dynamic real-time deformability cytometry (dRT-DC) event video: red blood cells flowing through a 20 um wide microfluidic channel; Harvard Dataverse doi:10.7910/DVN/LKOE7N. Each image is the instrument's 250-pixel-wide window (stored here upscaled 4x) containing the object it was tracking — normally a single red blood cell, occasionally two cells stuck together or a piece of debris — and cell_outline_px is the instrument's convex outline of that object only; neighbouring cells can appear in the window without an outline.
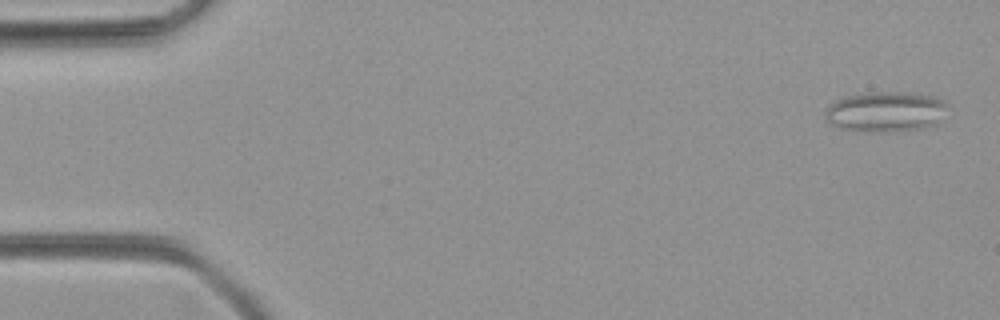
{"species": "common noctule bat (a hibernating species)", "species_latin": "Nyctalus noctula", "temperature_condition": "room temperature", "stored_images_in_passage": 49, "camera_frame_rate_fps": 3000, "um_per_image_px": 0.085, "animal": {"sex": "female", "body_mass_g": 21.9}, "frame": {"image": 1, "passage_image": 1, "time_ms": 0.0, "image_size_px": [1000, 320], "cell_outline_px": [[948, 104], [940, 124], [924, 128], [840, 128], [832, 124], [824, 116], [824, 112], [828, 104], [844, 96], [868, 92], [912, 92], [932, 96], [944, 100]], "centroid_in_image_um": [75.33, 9.41], "position_along_channel_um": 9.7, "area_um2": 27.8}}
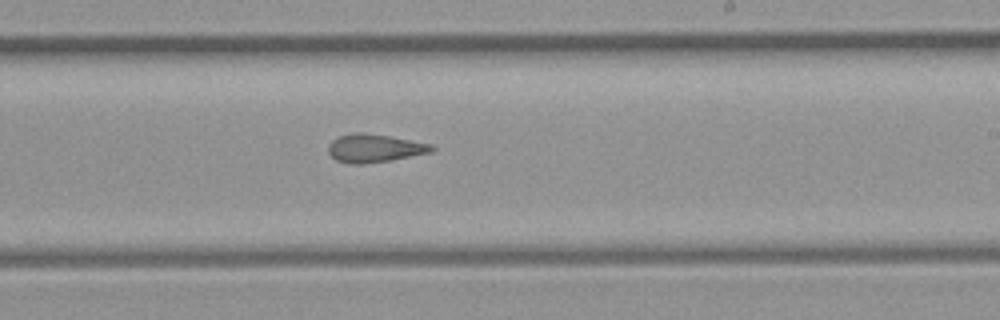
{"frame": {"image": 2, "passage_image": 29, "time_ms": 9.333, "image_size_px": [1000, 320], "cell_outline_px": [[436, 148], [432, 152], [392, 160], [364, 164], [348, 164], [336, 160], [328, 152], [328, 144], [332, 140], [340, 136], [352, 132], [364, 132], [388, 136], [432, 144]], "centroid_in_image_um": [31.82, 12.6], "position_along_channel_um": 257.2, "area_um2": 17.11}}
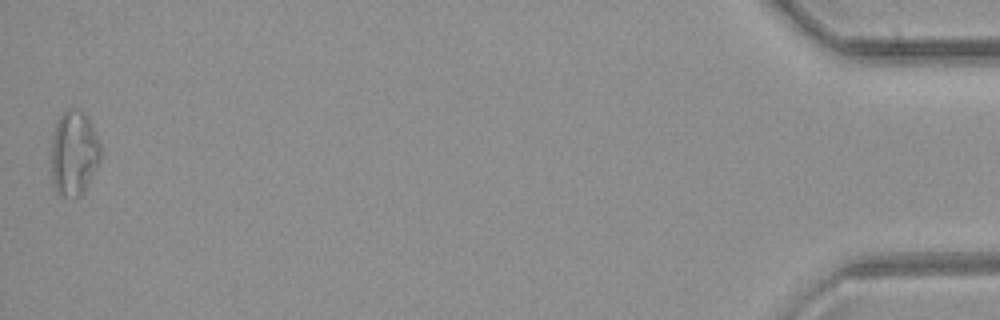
{"frame": {"image": 3, "passage_image": 49, "time_ms": 16.0, "image_size_px": [1000, 320], "cell_outline_px": [[100, 160], [96, 168], [80, 196], [72, 200], [60, 196], [56, 192], [52, 180], [48, 160], [52, 136], [56, 120], [68, 108], [80, 108], [88, 116], [100, 144]], "centroid_in_image_um": [6.22, 13.03], "position_along_channel_um": 429.0, "area_um2": 25.32}}